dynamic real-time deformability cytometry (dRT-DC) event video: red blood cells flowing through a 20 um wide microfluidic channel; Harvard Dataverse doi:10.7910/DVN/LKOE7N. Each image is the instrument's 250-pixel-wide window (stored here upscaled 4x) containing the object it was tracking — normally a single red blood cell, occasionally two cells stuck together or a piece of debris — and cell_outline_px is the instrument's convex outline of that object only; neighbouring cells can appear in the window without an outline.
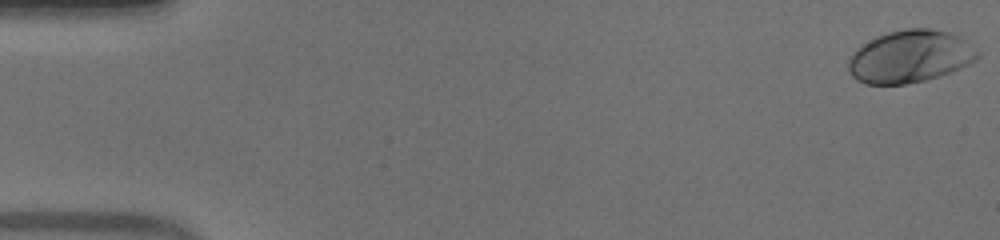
{"species": "human", "species_latin": "Homo sapiens", "temperature_condition": "warm", "stored_images_in_passage": 52, "camera_frame_rate_fps": 3000, "um_per_image_px": 0.085, "donor": {"sex": "male"}, "frame": {"image": 1, "passage_image": 1, "time_ms": 0.0, "image_size_px": [1000, 240], "cell_outline_px": [[980, 56], [976, 60], [952, 72], [940, 76], [908, 84], [864, 84], [856, 80], [852, 76], [848, 68], [848, 56], [860, 44], [876, 36], [888, 32], [904, 28], [928, 28], [948, 32], [956, 36], [980, 52]], "centroid_in_image_um": [77.29, 4.81], "position_along_channel_um": 7.7, "area_um2": 39.65}}
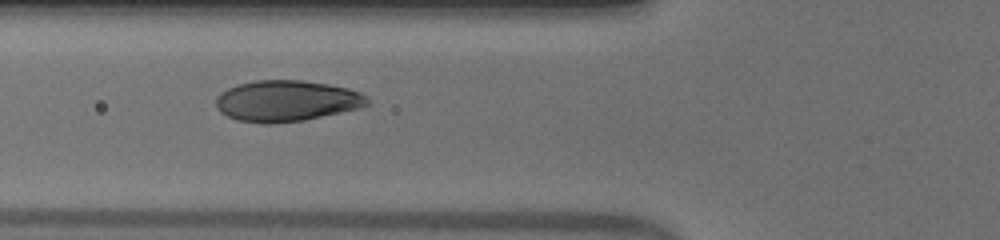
{"frame": {"image": 2, "passage_image": 20, "time_ms": 6.333, "image_size_px": [1000, 240], "cell_outline_px": [[368, 104], [360, 108], [304, 120], [272, 124], [264, 124], [236, 120], [220, 112], [216, 108], [216, 96], [220, 92], [228, 88], [240, 84], [256, 80], [300, 80], [328, 84], [348, 88], [360, 92], [368, 96]], "centroid_in_image_um": [24.34, 8.58], "position_along_channel_um": 101.5, "area_um2": 36.36}}
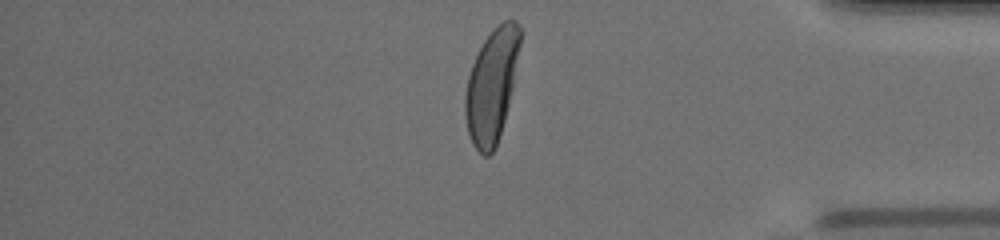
{"frame": {"image": 3, "passage_image": 44, "time_ms": 14.333, "image_size_px": [1000, 240], "cell_outline_px": [[524, 32], [512, 88], [504, 120], [496, 148], [488, 156], [484, 156], [472, 144], [468, 132], [464, 116], [464, 96], [468, 76], [472, 64], [484, 40], [504, 20], [516, 20]], "centroid_in_image_um": [41.81, 7.26], "position_along_channel_um": 393.4, "area_um2": 36.24}, "authors_computed_cell_mechanics": {"area_um2": 37.281, "velocity_mm_per_s": 3.9542, "shape_relaxation_time_tau1_ms": 2.7117, "shape_relaxation_time_tau2_ms": null, "deformation_change_tau1": 0.2022, "deformation_change_tau2": null}}